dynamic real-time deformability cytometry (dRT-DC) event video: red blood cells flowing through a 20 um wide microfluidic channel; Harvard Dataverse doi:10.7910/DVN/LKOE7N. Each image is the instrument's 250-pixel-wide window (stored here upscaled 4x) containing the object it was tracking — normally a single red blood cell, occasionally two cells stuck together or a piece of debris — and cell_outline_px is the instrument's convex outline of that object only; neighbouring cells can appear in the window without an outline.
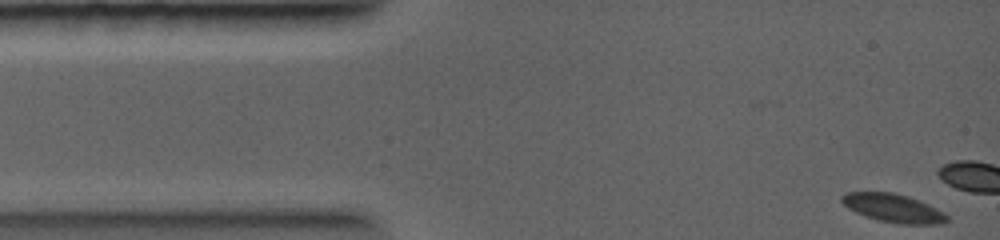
{"species": "common noctule bat (a hibernating species)", "species_latin": "Nyctalus noctula", "temperature_condition": "warm", "stored_images_in_passage": 7, "camera_frame_rate_fps": 5000, "um_per_image_px": 0.085, "animal": {"sex": "female", "body_mass_g": 19.0, "forearm_length_mm": 56.7}, "frame": {"image": 1, "passage_image": 1, "time_ms": 0.0, "image_size_px": [1000, 240], "cell_outline_px": [[948, 220], [936, 224], [896, 224], [864, 216], [848, 208], [840, 200], [840, 196], [844, 192], [892, 192], [908, 196], [928, 204], [944, 212], [948, 216]], "centroid_in_image_um": [75.9, 17.68], "position_along_channel_um": 9.1, "area_um2": 17.4}}